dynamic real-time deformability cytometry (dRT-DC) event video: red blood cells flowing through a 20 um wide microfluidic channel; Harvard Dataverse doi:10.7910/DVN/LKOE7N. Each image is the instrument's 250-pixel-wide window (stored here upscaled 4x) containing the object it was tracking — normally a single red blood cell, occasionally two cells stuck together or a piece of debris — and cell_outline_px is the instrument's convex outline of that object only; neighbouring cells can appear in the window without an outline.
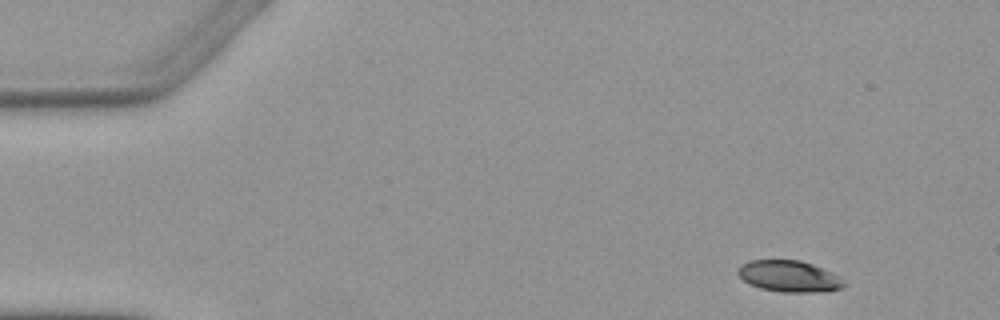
{"species": "Egyptian fruit bat (a non-hibernating species)", "species_latin": "Rousettus aegyptiacus", "temperature_condition": "warm", "stored_images_in_passage": 4, "camera_frame_rate_fps": 3000, "um_per_image_px": 0.085, "animal": {"sex": "female"}, "frame": {"image": 1, "passage_image": 1, "time_ms": 0.0, "image_size_px": [1000, 320], "cell_outline_px": [[844, 288], [812, 292], [784, 292], [760, 288], [748, 284], [736, 272], [740, 264], [748, 260], [800, 260], [812, 264], [832, 272], [840, 276], [844, 284]], "centroid_in_image_um": [67.04, 23.47], "position_along_channel_um": 18.0, "area_um2": 19.36}}